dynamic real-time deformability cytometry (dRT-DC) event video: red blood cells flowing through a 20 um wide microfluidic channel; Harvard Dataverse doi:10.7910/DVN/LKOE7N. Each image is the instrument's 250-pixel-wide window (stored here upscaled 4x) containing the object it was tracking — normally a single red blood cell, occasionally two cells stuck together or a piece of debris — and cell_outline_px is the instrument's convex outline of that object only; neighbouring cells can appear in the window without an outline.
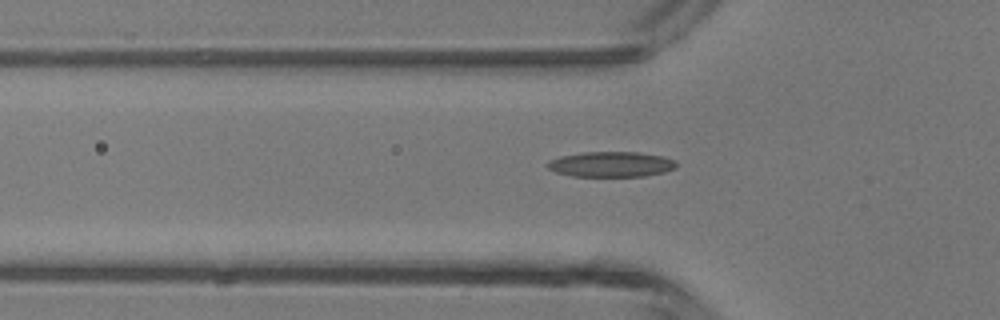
{"species": "common noctule bat (a hibernating species)", "species_latin": "Nyctalus noctula", "temperature_condition": "room temperature", "stored_images_in_passage": 29, "camera_frame_rate_fps": 3000, "um_per_image_px": 0.085, "animal": {"sex": "male", "body_mass_g": 13.3}, "frame": {"image": 1, "passage_image": 3, "time_ms": 0.667, "image_size_px": [1000, 320], "cell_outline_px": [[676, 168], [664, 172], [644, 176], [572, 176], [556, 172], [548, 168], [544, 164], [548, 160], [560, 156], [584, 152], [636, 152], [664, 156], [676, 160]], "centroid_in_image_um": [51.93, 13.96], "position_along_channel_um": 73.9, "area_um2": 19.13}}
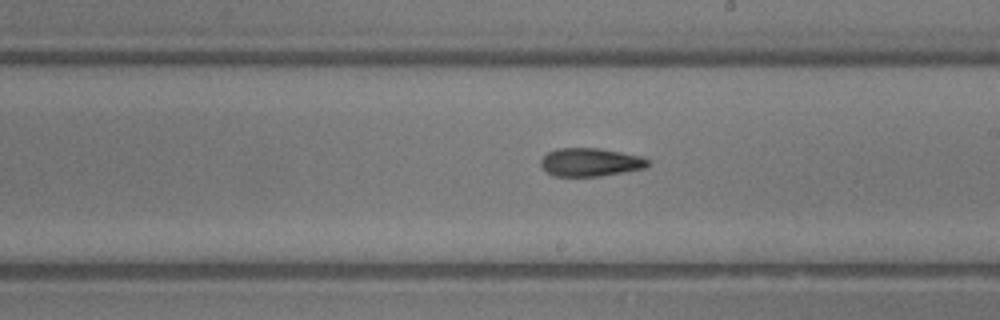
{"frame": {"image": 2, "passage_image": 14, "time_ms": 4.333, "image_size_px": [1000, 320], "cell_outline_px": [[648, 164], [644, 168], [624, 172], [600, 176], [552, 176], [540, 164], [540, 160], [548, 152], [556, 148], [600, 148], [644, 156], [648, 160]], "centroid_in_image_um": [50.18, 13.78], "position_along_channel_um": 238.8, "area_um2": 17.69}}
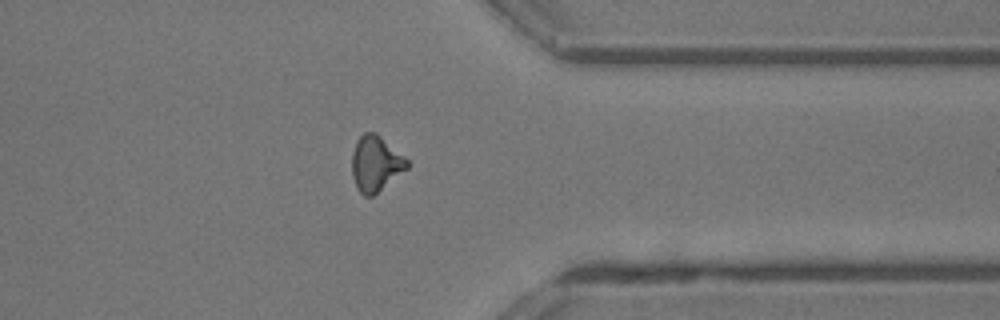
{"frame": {"image": 3, "passage_image": 24, "time_ms": 7.667, "image_size_px": [1000, 320], "cell_outline_px": [[408, 168], [372, 196], [364, 196], [356, 188], [352, 176], [352, 152], [356, 140], [364, 132], [376, 132], [408, 160]], "centroid_in_image_um": [31.9, 13.9], "position_along_channel_um": 379.5, "area_um2": 17.74}, "authors_computed_cell_mechanics": {"area_um2": 17.7446, "velocity_mm_per_s": 4.472, "shape_relaxation_time_tau1_ms": 5.6287, "shape_relaxation_time_tau2_ms": 6.625, "deformation_change_tau1": 0.1741, "deformation_change_tau2": 0.1944}}